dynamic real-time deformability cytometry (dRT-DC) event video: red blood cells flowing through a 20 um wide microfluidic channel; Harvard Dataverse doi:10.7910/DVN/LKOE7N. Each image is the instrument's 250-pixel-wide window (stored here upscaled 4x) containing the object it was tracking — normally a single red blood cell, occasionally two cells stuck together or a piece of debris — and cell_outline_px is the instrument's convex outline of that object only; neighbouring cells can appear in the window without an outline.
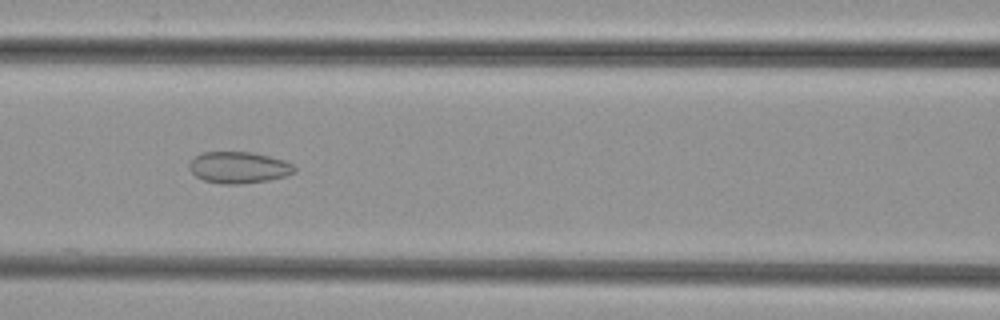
{"species": "common noctule bat (a hibernating species)", "species_latin": "Nyctalus noctula", "temperature_condition": "cold", "stored_images_in_passage": 36, "segment_of_instrument_passage": [1, 2], "camera_frame_rate_fps": 3000, "um_per_image_px": 0.085, "animal": {"sex": "female", "body_mass_g": 29.2, "forearm_length_mm": 56.3}, "frame": {"image": 1, "passage_image": 6, "time_ms": 1.667, "image_size_px": [1000, 320], "cell_outline_px": [[296, 172], [284, 176], [268, 180], [240, 184], [224, 184], [204, 180], [196, 176], [188, 168], [188, 164], [196, 156], [204, 152], [252, 152], [284, 160], [292, 164], [296, 168]], "centroid_in_image_um": [20.29, 14.23], "position_along_channel_um": 146.3, "area_um2": 19.19}}
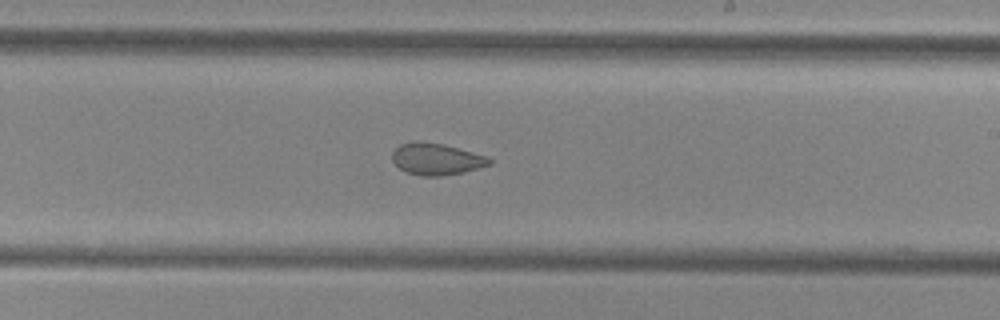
{"frame": {"image": 2, "passage_image": 14, "time_ms": 4.333, "image_size_px": [1000, 320], "cell_outline_px": [[492, 164], [464, 172], [440, 176], [424, 176], [404, 172], [392, 160], [392, 152], [400, 144], [416, 140], [420, 140], [444, 144], [488, 156], [492, 160]], "centroid_in_image_um": [37.09, 13.51], "position_along_channel_um": 251.9, "area_um2": 18.15}}
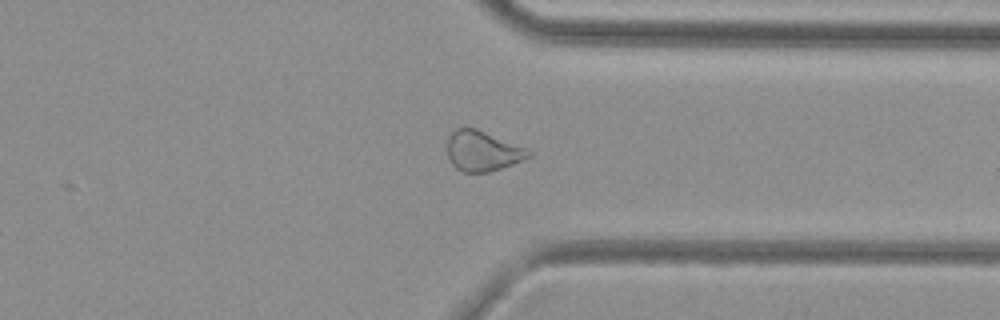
{"frame": {"image": 3, "passage_image": 23, "time_ms": 7.333, "image_size_px": [1000, 320], "cell_outline_px": [[532, 156], [512, 164], [488, 172], [460, 172], [452, 164], [448, 156], [448, 136], [456, 128], [476, 128], [524, 148], [532, 152]], "centroid_in_image_um": [40.98, 12.84], "position_along_channel_um": 370.4, "area_um2": 18.73}}